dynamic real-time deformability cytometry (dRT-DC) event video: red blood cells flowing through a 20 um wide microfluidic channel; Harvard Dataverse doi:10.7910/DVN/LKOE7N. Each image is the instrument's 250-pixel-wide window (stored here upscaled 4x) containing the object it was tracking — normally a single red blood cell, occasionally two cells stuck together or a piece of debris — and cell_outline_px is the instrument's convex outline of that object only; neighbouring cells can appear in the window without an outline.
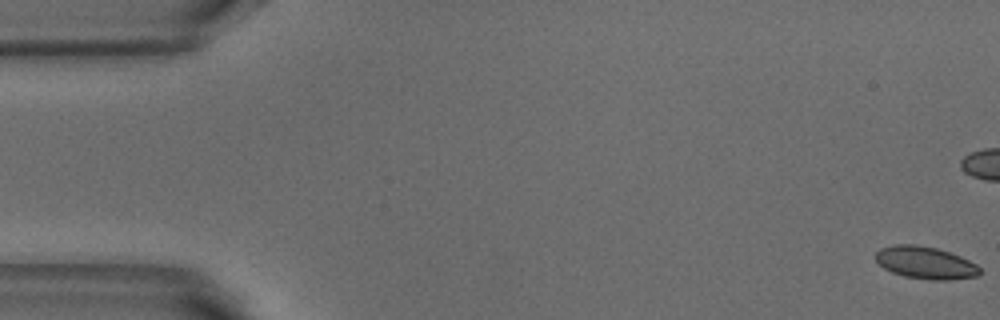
{"species": "common noctule bat (a hibernating species)", "species_latin": "Nyctalus noctula", "temperature_condition": "warm", "stored_images_in_passage": 54, "camera_frame_rate_fps": 3000, "um_per_image_px": 0.085, "animal": {"sex": "male", "body_mass_g": 18.8}, "frame": {"image": 1, "passage_image": 1, "time_ms": 0.0, "image_size_px": [1000, 320], "cell_outline_px": [[980, 272], [976, 276], [948, 280], [932, 280], [904, 276], [892, 272], [884, 268], [876, 260], [876, 252], [880, 248], [896, 244], [916, 244], [936, 248], [960, 256], [976, 264], [980, 268]], "centroid_in_image_um": [78.64, 22.32], "position_along_channel_um": 6.4, "area_um2": 19.48}}
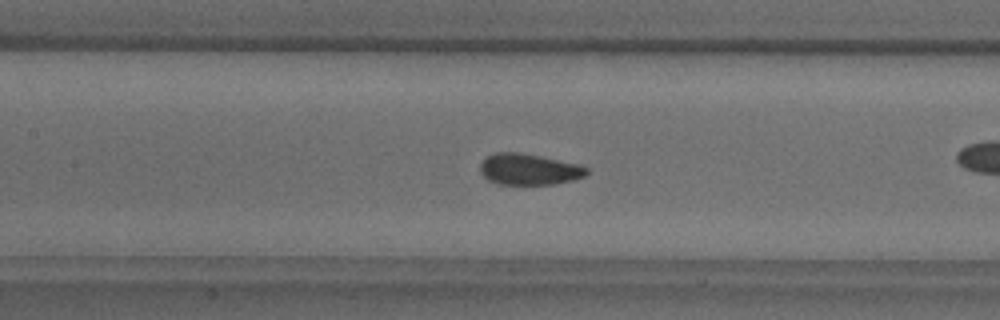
{"frame": {"image": 2, "passage_image": 24, "time_ms": 7.667, "image_size_px": [1000, 320], "cell_outline_px": [[588, 172], [584, 176], [572, 180], [556, 184], [500, 184], [488, 180], [480, 172], [480, 164], [488, 156], [496, 152], [520, 152], [580, 164], [588, 168]], "centroid_in_image_um": [44.97, 14.39], "position_along_channel_um": 162.4, "area_um2": 19.31}}
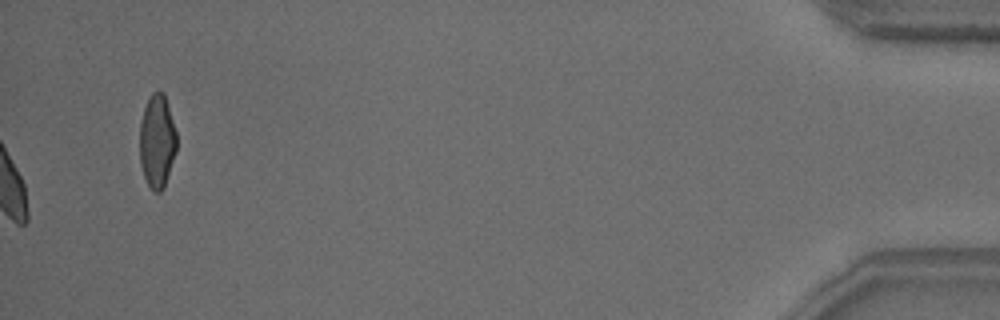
{"frame": {"image": 3, "passage_image": 54, "time_ms": 17.667, "image_size_px": [1000, 320], "cell_outline_px": [[176, 152], [164, 188], [160, 192], [156, 192], [148, 184], [144, 176], [140, 164], [140, 120], [144, 108], [152, 92], [164, 92], [176, 132]], "centroid_in_image_um": [13.35, 12.01], "position_along_channel_um": 421.8, "area_um2": 20.0}, "authors_computed_cell_mechanics": {"area_um2": 19.4786, "velocity_mm_per_s": 3.8075, "shape_relaxation_time_tau1_ms": 2.9946, "shape_relaxation_time_tau2_ms": 0.9024, "deformation_change_tau1": 0.0913, "deformation_change_tau2": 0.041}}